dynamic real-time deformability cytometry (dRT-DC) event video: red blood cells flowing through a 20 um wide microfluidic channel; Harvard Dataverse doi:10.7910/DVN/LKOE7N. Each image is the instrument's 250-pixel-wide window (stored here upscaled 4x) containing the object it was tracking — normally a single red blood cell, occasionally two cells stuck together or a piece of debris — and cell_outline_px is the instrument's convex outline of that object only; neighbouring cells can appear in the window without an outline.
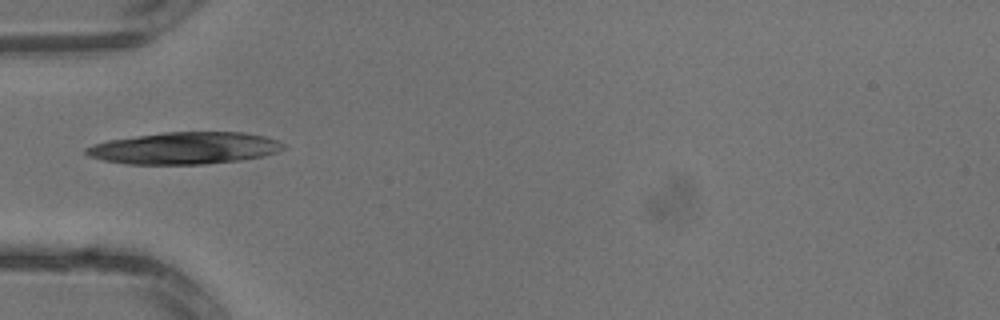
{"species": "common noctule bat (a hibernating species)", "species_latin": "Nyctalus noctula", "temperature_condition": "warm", "stored_images_in_passage": 2, "camera_frame_rate_fps": 3000, "um_per_image_px": 0.085, "animal": {"sex": "male", "body_mass_g": 13.3}, "frame": {"image": 1, "passage_image": 2, "time_ms": 0.333, "image_size_px": [1000, 320], "cell_outline_px": [[288, 148], [264, 156], [240, 160], [204, 164], [124, 164], [104, 160], [88, 156], [84, 152], [84, 148], [92, 144], [108, 140], [164, 132], [244, 132], [264, 136], [276, 140], [284, 144]], "centroid_in_image_um": [15.69, 12.59], "position_along_channel_um": 69.3, "area_um2": 36.88}}